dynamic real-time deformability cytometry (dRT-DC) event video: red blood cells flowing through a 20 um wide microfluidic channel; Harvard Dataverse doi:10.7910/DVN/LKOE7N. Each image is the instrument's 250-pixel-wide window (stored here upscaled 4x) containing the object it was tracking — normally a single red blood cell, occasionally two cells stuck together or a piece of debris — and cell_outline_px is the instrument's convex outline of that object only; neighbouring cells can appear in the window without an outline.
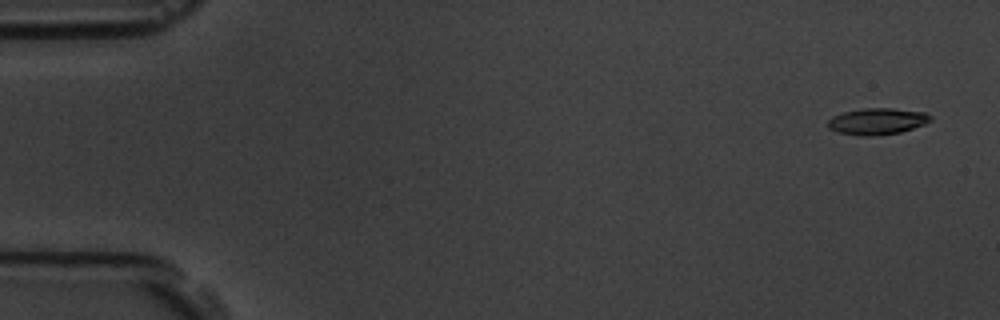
{"species": "common noctule bat (a hibernating species)", "species_latin": "Nyctalus noctula", "temperature_condition": "room temperature", "stored_images_in_passage": 7, "camera_frame_rate_fps": 3000, "um_per_image_px": 0.085, "animal": {"sex": "male", "body_mass_g": 19.5, "forearm_length_mm": 54.6}, "frame": {"image": 1, "passage_image": 1, "time_ms": 0.0, "image_size_px": [1000, 320], "cell_outline_px": [[932, 120], [924, 124], [900, 132], [872, 136], [860, 136], [840, 132], [828, 128], [828, 120], [832, 116], [844, 112], [864, 108], [892, 108], [924, 112], [932, 116]], "centroid_in_image_um": [74.56, 10.31], "position_along_channel_um": 10.4, "area_um2": 15.72}}
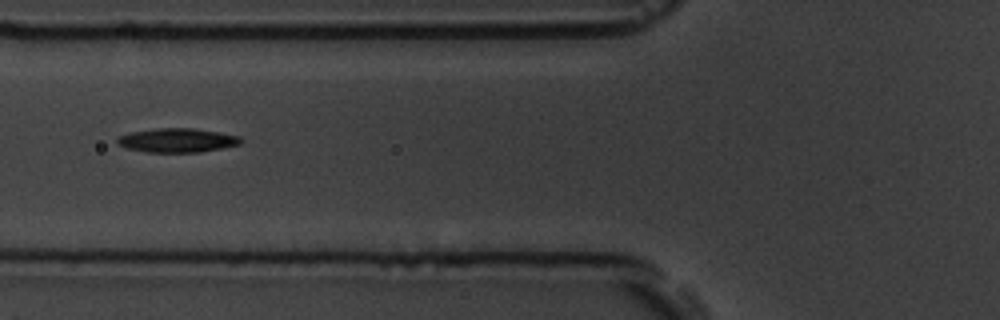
{"frame": {"image": 2, "passage_image": 6, "time_ms": 6.333, "image_size_px": [1000, 320], "cell_outline_px": [[244, 140], [240, 144], [200, 152], [144, 152], [128, 148], [116, 144], [116, 140], [120, 136], [132, 132], [156, 128], [192, 128], [240, 136]], "centroid_in_image_um": [15.06, 11.93], "position_along_channel_um": 110.7, "area_um2": 17.17}}
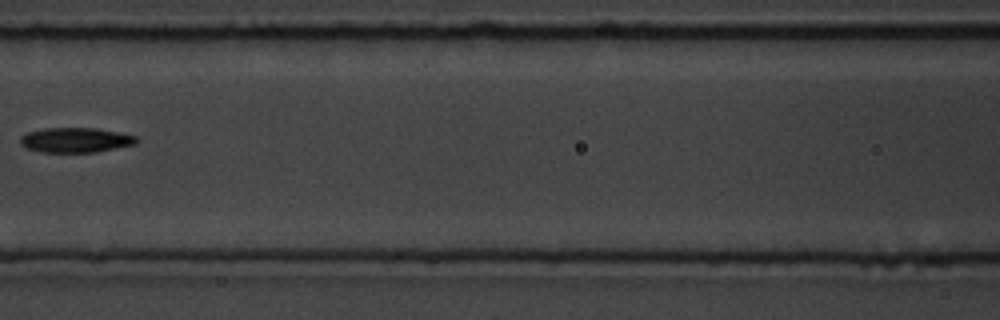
{"frame": {"image": 3, "passage_image": 7, "time_ms": 7.667, "image_size_px": [1000, 320], "cell_outline_px": [[140, 140], [136, 144], [92, 152], [44, 152], [24, 148], [20, 144], [20, 136], [28, 132], [44, 128], [96, 128], [120, 132], [136, 136]], "centroid_in_image_um": [6.41, 11.89], "position_along_channel_um": 160.2, "area_um2": 16.88}}